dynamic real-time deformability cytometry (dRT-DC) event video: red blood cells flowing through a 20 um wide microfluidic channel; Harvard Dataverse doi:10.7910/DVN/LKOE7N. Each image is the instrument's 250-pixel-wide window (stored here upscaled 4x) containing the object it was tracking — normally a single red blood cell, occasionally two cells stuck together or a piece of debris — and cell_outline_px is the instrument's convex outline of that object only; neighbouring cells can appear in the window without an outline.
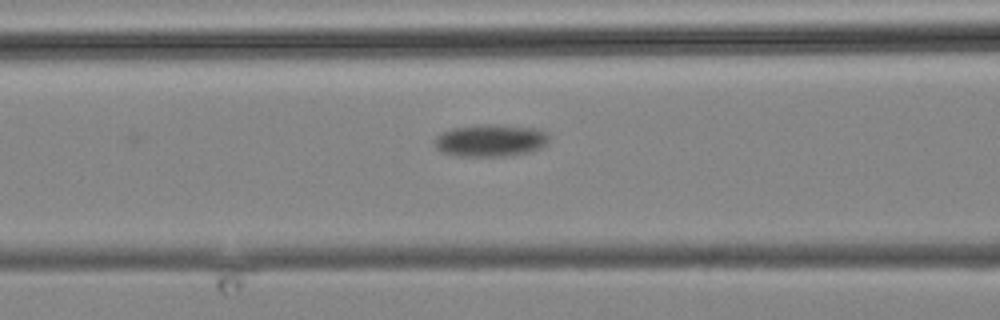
{"species": "common noctule bat (a hibernating species)", "species_latin": "Nyctalus noctula", "temperature_condition": "cold", "stored_images_in_passage": 5, "camera_frame_rate_fps": 3000, "um_per_image_px": 0.085, "animal": {"sex": "male", "body_mass_g": 19.2, "forearm_length_mm": 51.8}, "frame": {"image": 1, "passage_image": 5, "time_ms": 5.333, "image_size_px": [1000, 320], "cell_outline_px": [[548, 144], [540, 148], [528, 152], [508, 156], [452, 156], [440, 152], [436, 148], [432, 140], [436, 136], [452, 128], [484, 124], [496, 124], [536, 128], [548, 132]], "centroid_in_image_um": [41.67, 11.94], "position_along_channel_um": 124.9, "area_um2": 21.85}}